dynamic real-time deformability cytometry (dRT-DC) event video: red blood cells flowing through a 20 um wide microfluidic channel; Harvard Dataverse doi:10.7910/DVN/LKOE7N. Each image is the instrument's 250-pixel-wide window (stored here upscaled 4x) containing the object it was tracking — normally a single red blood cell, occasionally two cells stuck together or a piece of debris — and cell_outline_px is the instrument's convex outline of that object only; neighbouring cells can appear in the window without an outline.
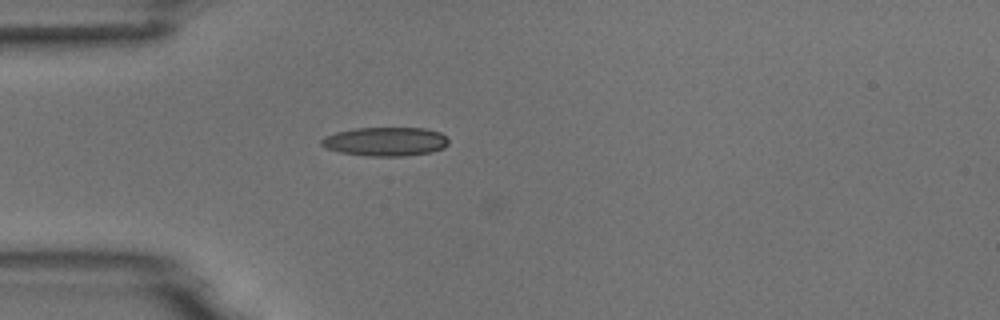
{"species": "common noctule bat (a hibernating species)", "species_latin": "Nyctalus noctula", "temperature_condition": "room temperature", "stored_images_in_passage": 1, "camera_frame_rate_fps": 3000, "um_per_image_px": 0.085, "animal": {"sex": "male", "body_mass_g": 18.8}, "frame": {"image": 1, "passage_image": 1, "time_ms": 0.0, "image_size_px": [1000, 320], "cell_outline_px": [[448, 144], [444, 148], [432, 152], [404, 156], [364, 156], [340, 152], [324, 148], [320, 144], [320, 140], [324, 136], [336, 132], [352, 128], [424, 128], [440, 132], [448, 140]], "centroid_in_image_um": [32.72, 12.03], "position_along_channel_um": 52.3, "area_um2": 21.62}}